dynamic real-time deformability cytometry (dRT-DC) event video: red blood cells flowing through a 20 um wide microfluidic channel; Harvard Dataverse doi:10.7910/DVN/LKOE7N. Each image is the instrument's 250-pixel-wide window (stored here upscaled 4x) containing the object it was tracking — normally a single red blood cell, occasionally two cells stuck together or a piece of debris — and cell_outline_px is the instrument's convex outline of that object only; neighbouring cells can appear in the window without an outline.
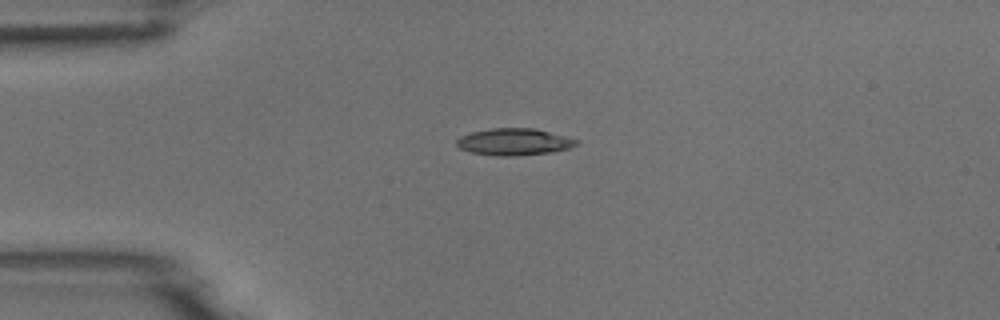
{"species": "common noctule bat (a hibernating species)", "species_latin": "Nyctalus noctula", "temperature_condition": "room temperature", "stored_images_in_passage": 6, "camera_frame_rate_fps": 3000, "um_per_image_px": 0.085, "animal": {"sex": "male", "body_mass_g": 18.8}, "frame": {"image": 1, "passage_image": 1, "time_ms": 0.0, "image_size_px": [1000, 320], "cell_outline_px": [[580, 144], [568, 148], [552, 152], [512, 156], [496, 156], [472, 152], [460, 148], [456, 144], [456, 140], [460, 136], [472, 132], [492, 128], [536, 128], [580, 140]], "centroid_in_image_um": [43.73, 12.05], "position_along_channel_um": 41.3, "area_um2": 18.79}}